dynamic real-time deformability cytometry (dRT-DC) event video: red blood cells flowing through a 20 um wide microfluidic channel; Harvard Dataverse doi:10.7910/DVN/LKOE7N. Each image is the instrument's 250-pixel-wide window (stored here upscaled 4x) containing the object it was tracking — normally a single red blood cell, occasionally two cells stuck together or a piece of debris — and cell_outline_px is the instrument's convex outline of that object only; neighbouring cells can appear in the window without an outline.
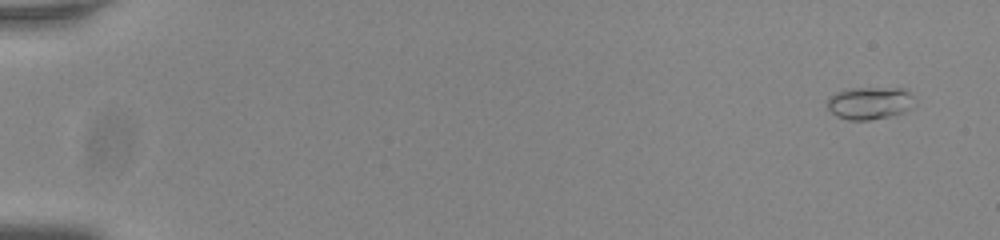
{"species": "common noctule bat (a hibernating species)", "species_latin": "Nyctalus noctula", "temperature_condition": "room temperature", "stored_images_in_passage": 55, "segment_of_instrument_passage": [1, 2], "camera_frame_rate_fps": 3000, "um_per_image_px": 0.085, "animal": {"sex": "male", "body_mass_g": 20.0, "forearm_length_mm": 53.3}, "frame": {"image": 1, "passage_image": 1, "time_ms": 0.0, "image_size_px": [1000, 240], "cell_outline_px": [[912, 96], [908, 108], [904, 112], [888, 116], [868, 120], [848, 120], [836, 116], [828, 108], [828, 96], [836, 92], [848, 88], [908, 88]], "centroid_in_image_um": [73.86, 8.74], "position_along_channel_um": 11.1, "area_um2": 16.36}}
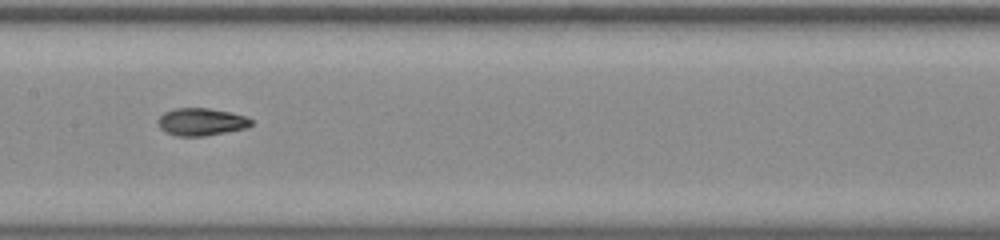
{"frame": {"image": 2, "passage_image": 28, "time_ms": 9.0, "image_size_px": [1000, 240], "cell_outline_px": [[252, 124], [248, 128], [204, 136], [176, 136], [164, 132], [160, 128], [156, 120], [164, 112], [176, 108], [208, 108], [232, 112], [248, 116], [252, 120]], "centroid_in_image_um": [17.12, 10.36], "position_along_channel_um": 190.3, "area_um2": 15.2}}
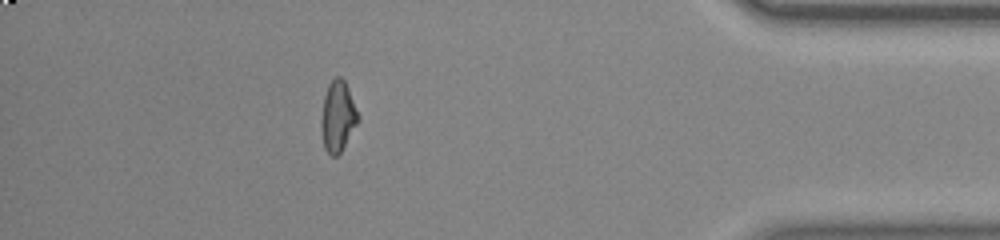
{"frame": {"image": 3, "passage_image": 48, "time_ms": 15.667, "image_size_px": [1000, 240], "cell_outline_px": [[360, 120], [340, 152], [336, 156], [332, 156], [324, 148], [320, 128], [320, 120], [324, 96], [328, 84], [336, 76], [340, 76], [344, 80], [348, 88], [360, 116]], "centroid_in_image_um": [28.71, 9.89], "position_along_channel_um": 406.5, "area_um2": 15.32}}